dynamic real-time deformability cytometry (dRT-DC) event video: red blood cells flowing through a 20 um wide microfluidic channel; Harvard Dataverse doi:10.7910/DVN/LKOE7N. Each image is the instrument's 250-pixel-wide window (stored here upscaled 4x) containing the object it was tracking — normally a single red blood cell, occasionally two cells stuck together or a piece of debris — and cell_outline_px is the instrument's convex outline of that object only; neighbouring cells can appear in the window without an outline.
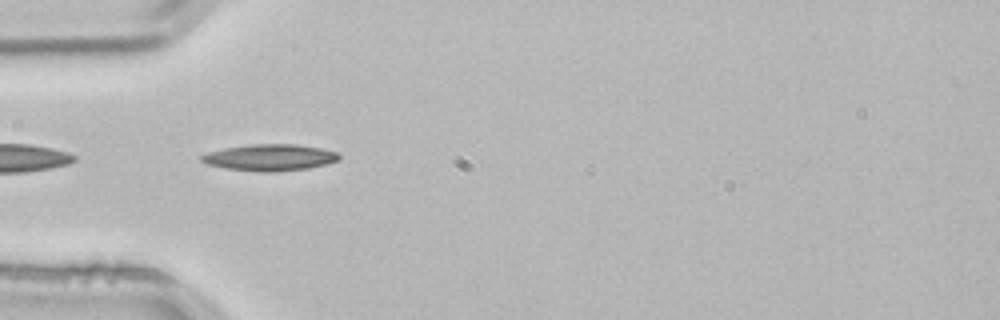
{"species": "common noctule bat (a hibernating species)", "species_latin": "Nyctalus noctula", "temperature_condition": "room temperature", "stored_images_in_passage": 4, "camera_frame_rate_fps": 3000, "um_per_image_px": 0.085, "animal": {"sex": "male", "body_mass_g": 21.5, "forearm_length_mm": 52.0}, "frame": {"image": 1, "passage_image": 4, "time_ms": 1.0, "image_size_px": [1000, 320], "cell_outline_px": [[340, 160], [328, 164], [308, 168], [272, 172], [260, 172], [224, 168], [208, 164], [200, 160], [200, 156], [208, 152], [224, 148], [248, 144], [296, 144], [320, 148], [340, 152]], "centroid_in_image_um": [22.97, 13.38], "position_along_channel_um": 62.0, "area_um2": 21.44}}